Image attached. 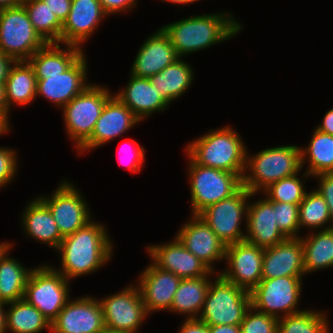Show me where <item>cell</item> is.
<instances>
[{"label":"cell","instance_id":"f1b7e54d","mask_svg":"<svg viewBox=\"0 0 333 333\" xmlns=\"http://www.w3.org/2000/svg\"><path fill=\"white\" fill-rule=\"evenodd\" d=\"M7 118L13 105L26 106L36 98L37 80L28 61H15L5 82ZM13 104V105H12Z\"/></svg>","mask_w":333,"mask_h":333},{"label":"cell","instance_id":"11a10c76","mask_svg":"<svg viewBox=\"0 0 333 333\" xmlns=\"http://www.w3.org/2000/svg\"><path fill=\"white\" fill-rule=\"evenodd\" d=\"M161 1L181 5V4H191L200 0H161Z\"/></svg>","mask_w":333,"mask_h":333},{"label":"cell","instance_id":"c3c4849f","mask_svg":"<svg viewBox=\"0 0 333 333\" xmlns=\"http://www.w3.org/2000/svg\"><path fill=\"white\" fill-rule=\"evenodd\" d=\"M317 130L333 135V108L329 109L323 119L321 124L317 125Z\"/></svg>","mask_w":333,"mask_h":333},{"label":"cell","instance_id":"8fae6325","mask_svg":"<svg viewBox=\"0 0 333 333\" xmlns=\"http://www.w3.org/2000/svg\"><path fill=\"white\" fill-rule=\"evenodd\" d=\"M302 277L304 276L262 279L250 292L251 306L278 319L303 311L298 308L302 296Z\"/></svg>","mask_w":333,"mask_h":333},{"label":"cell","instance_id":"f6af8a7d","mask_svg":"<svg viewBox=\"0 0 333 333\" xmlns=\"http://www.w3.org/2000/svg\"><path fill=\"white\" fill-rule=\"evenodd\" d=\"M63 23L70 12L72 0H42Z\"/></svg>","mask_w":333,"mask_h":333},{"label":"cell","instance_id":"b9f144b4","mask_svg":"<svg viewBox=\"0 0 333 333\" xmlns=\"http://www.w3.org/2000/svg\"><path fill=\"white\" fill-rule=\"evenodd\" d=\"M16 150L0 146V189L10 184L18 171V157Z\"/></svg>","mask_w":333,"mask_h":333},{"label":"cell","instance_id":"7bdbcfd3","mask_svg":"<svg viewBox=\"0 0 333 333\" xmlns=\"http://www.w3.org/2000/svg\"><path fill=\"white\" fill-rule=\"evenodd\" d=\"M319 181L316 190L325 199L333 221V173H324L314 176Z\"/></svg>","mask_w":333,"mask_h":333},{"label":"cell","instance_id":"5bb4252c","mask_svg":"<svg viewBox=\"0 0 333 333\" xmlns=\"http://www.w3.org/2000/svg\"><path fill=\"white\" fill-rule=\"evenodd\" d=\"M264 248L246 240L229 245L225 251V270L218 273L239 288L251 292L262 280Z\"/></svg>","mask_w":333,"mask_h":333},{"label":"cell","instance_id":"6da1fadb","mask_svg":"<svg viewBox=\"0 0 333 333\" xmlns=\"http://www.w3.org/2000/svg\"><path fill=\"white\" fill-rule=\"evenodd\" d=\"M105 224L91 220L75 233L62 239L55 250L60 255L61 267L54 269L71 281L104 267L113 256V241Z\"/></svg>","mask_w":333,"mask_h":333},{"label":"cell","instance_id":"8992f818","mask_svg":"<svg viewBox=\"0 0 333 333\" xmlns=\"http://www.w3.org/2000/svg\"><path fill=\"white\" fill-rule=\"evenodd\" d=\"M113 92L107 86L90 84L63 108L66 134L78 150L92 135L95 124Z\"/></svg>","mask_w":333,"mask_h":333},{"label":"cell","instance_id":"603a6c76","mask_svg":"<svg viewBox=\"0 0 333 333\" xmlns=\"http://www.w3.org/2000/svg\"><path fill=\"white\" fill-rule=\"evenodd\" d=\"M304 275V250L300 238H287L264 248L262 279Z\"/></svg>","mask_w":333,"mask_h":333},{"label":"cell","instance_id":"4fadbf2b","mask_svg":"<svg viewBox=\"0 0 333 333\" xmlns=\"http://www.w3.org/2000/svg\"><path fill=\"white\" fill-rule=\"evenodd\" d=\"M105 328L122 333H138L149 315L137 284L99 299Z\"/></svg>","mask_w":333,"mask_h":333},{"label":"cell","instance_id":"9c48e42d","mask_svg":"<svg viewBox=\"0 0 333 333\" xmlns=\"http://www.w3.org/2000/svg\"><path fill=\"white\" fill-rule=\"evenodd\" d=\"M254 195L256 193H251L242 186L231 197L207 206L198 214L225 247L245 239L246 231L241 229V223L244 218L245 225L247 224L249 198Z\"/></svg>","mask_w":333,"mask_h":333},{"label":"cell","instance_id":"816d5d0a","mask_svg":"<svg viewBox=\"0 0 333 333\" xmlns=\"http://www.w3.org/2000/svg\"><path fill=\"white\" fill-rule=\"evenodd\" d=\"M9 119L0 111V135L10 132Z\"/></svg>","mask_w":333,"mask_h":333},{"label":"cell","instance_id":"30bf717a","mask_svg":"<svg viewBox=\"0 0 333 333\" xmlns=\"http://www.w3.org/2000/svg\"><path fill=\"white\" fill-rule=\"evenodd\" d=\"M45 44L23 5L0 10V52L15 61H27Z\"/></svg>","mask_w":333,"mask_h":333},{"label":"cell","instance_id":"ee69618b","mask_svg":"<svg viewBox=\"0 0 333 333\" xmlns=\"http://www.w3.org/2000/svg\"><path fill=\"white\" fill-rule=\"evenodd\" d=\"M138 0H99L104 12L108 15H115L118 12H125L132 10L137 5Z\"/></svg>","mask_w":333,"mask_h":333},{"label":"cell","instance_id":"ac0fdd59","mask_svg":"<svg viewBox=\"0 0 333 333\" xmlns=\"http://www.w3.org/2000/svg\"><path fill=\"white\" fill-rule=\"evenodd\" d=\"M175 236L212 271H215L214 263L216 265V262L224 261L225 245L198 214H192L191 219L179 228Z\"/></svg>","mask_w":333,"mask_h":333},{"label":"cell","instance_id":"74e56055","mask_svg":"<svg viewBox=\"0 0 333 333\" xmlns=\"http://www.w3.org/2000/svg\"><path fill=\"white\" fill-rule=\"evenodd\" d=\"M299 172L283 178L277 182L270 184L266 189L262 192L264 193L263 196L266 197L269 201H276V202H286L291 204H299L303 201L304 196L307 191L304 187L306 179L311 177L306 172L303 173V178H299Z\"/></svg>","mask_w":333,"mask_h":333},{"label":"cell","instance_id":"f907efd6","mask_svg":"<svg viewBox=\"0 0 333 333\" xmlns=\"http://www.w3.org/2000/svg\"><path fill=\"white\" fill-rule=\"evenodd\" d=\"M25 0H0V10L22 6Z\"/></svg>","mask_w":333,"mask_h":333},{"label":"cell","instance_id":"d6986e66","mask_svg":"<svg viewBox=\"0 0 333 333\" xmlns=\"http://www.w3.org/2000/svg\"><path fill=\"white\" fill-rule=\"evenodd\" d=\"M146 249L151 262L181 279L206 276L212 271L205 263L189 252L176 236L170 242L148 245Z\"/></svg>","mask_w":333,"mask_h":333},{"label":"cell","instance_id":"7402d4cb","mask_svg":"<svg viewBox=\"0 0 333 333\" xmlns=\"http://www.w3.org/2000/svg\"><path fill=\"white\" fill-rule=\"evenodd\" d=\"M178 58L169 37L160 27L147 37L139 48L130 74L139 78H150Z\"/></svg>","mask_w":333,"mask_h":333},{"label":"cell","instance_id":"8d00e7d4","mask_svg":"<svg viewBox=\"0 0 333 333\" xmlns=\"http://www.w3.org/2000/svg\"><path fill=\"white\" fill-rule=\"evenodd\" d=\"M325 311L305 309L278 319V333H330Z\"/></svg>","mask_w":333,"mask_h":333},{"label":"cell","instance_id":"7dc6e473","mask_svg":"<svg viewBox=\"0 0 333 333\" xmlns=\"http://www.w3.org/2000/svg\"><path fill=\"white\" fill-rule=\"evenodd\" d=\"M15 63V60L0 52V84H5L8 77L11 66Z\"/></svg>","mask_w":333,"mask_h":333},{"label":"cell","instance_id":"681fc988","mask_svg":"<svg viewBox=\"0 0 333 333\" xmlns=\"http://www.w3.org/2000/svg\"><path fill=\"white\" fill-rule=\"evenodd\" d=\"M210 333H239L240 325H208Z\"/></svg>","mask_w":333,"mask_h":333},{"label":"cell","instance_id":"44dd1931","mask_svg":"<svg viewBox=\"0 0 333 333\" xmlns=\"http://www.w3.org/2000/svg\"><path fill=\"white\" fill-rule=\"evenodd\" d=\"M180 281V277L160 269L153 262L140 272L136 284L149 315L161 310L169 311Z\"/></svg>","mask_w":333,"mask_h":333},{"label":"cell","instance_id":"f35d334b","mask_svg":"<svg viewBox=\"0 0 333 333\" xmlns=\"http://www.w3.org/2000/svg\"><path fill=\"white\" fill-rule=\"evenodd\" d=\"M275 217L279 230L286 238H300L299 206L275 201Z\"/></svg>","mask_w":333,"mask_h":333},{"label":"cell","instance_id":"db71d44e","mask_svg":"<svg viewBox=\"0 0 333 333\" xmlns=\"http://www.w3.org/2000/svg\"><path fill=\"white\" fill-rule=\"evenodd\" d=\"M5 303L0 302V333H6L5 329Z\"/></svg>","mask_w":333,"mask_h":333},{"label":"cell","instance_id":"cb8c5ba5","mask_svg":"<svg viewBox=\"0 0 333 333\" xmlns=\"http://www.w3.org/2000/svg\"><path fill=\"white\" fill-rule=\"evenodd\" d=\"M245 231L244 240L262 248L275 246L287 239L277 227L275 201L264 197L249 202Z\"/></svg>","mask_w":333,"mask_h":333},{"label":"cell","instance_id":"ab89813d","mask_svg":"<svg viewBox=\"0 0 333 333\" xmlns=\"http://www.w3.org/2000/svg\"><path fill=\"white\" fill-rule=\"evenodd\" d=\"M240 330L244 333H278V318L251 306L244 315Z\"/></svg>","mask_w":333,"mask_h":333},{"label":"cell","instance_id":"7c38bea8","mask_svg":"<svg viewBox=\"0 0 333 333\" xmlns=\"http://www.w3.org/2000/svg\"><path fill=\"white\" fill-rule=\"evenodd\" d=\"M50 195L37 196L50 210L61 236L64 238L75 233L92 220L89 204L79 189L63 180Z\"/></svg>","mask_w":333,"mask_h":333},{"label":"cell","instance_id":"1f68e13d","mask_svg":"<svg viewBox=\"0 0 333 333\" xmlns=\"http://www.w3.org/2000/svg\"><path fill=\"white\" fill-rule=\"evenodd\" d=\"M9 306L5 310V329L9 333H41L50 330L51 323L33 305L24 298L14 302L6 303Z\"/></svg>","mask_w":333,"mask_h":333},{"label":"cell","instance_id":"60d3db41","mask_svg":"<svg viewBox=\"0 0 333 333\" xmlns=\"http://www.w3.org/2000/svg\"><path fill=\"white\" fill-rule=\"evenodd\" d=\"M145 154V148L131 139L123 143L118 155L122 166H126L131 173H139L144 166ZM122 156L124 157L122 158Z\"/></svg>","mask_w":333,"mask_h":333},{"label":"cell","instance_id":"f546056e","mask_svg":"<svg viewBox=\"0 0 333 333\" xmlns=\"http://www.w3.org/2000/svg\"><path fill=\"white\" fill-rule=\"evenodd\" d=\"M13 245L9 243L0 252V302L5 304L24 298L26 282L32 271V268H25L19 260L9 256Z\"/></svg>","mask_w":333,"mask_h":333},{"label":"cell","instance_id":"bcb514c9","mask_svg":"<svg viewBox=\"0 0 333 333\" xmlns=\"http://www.w3.org/2000/svg\"><path fill=\"white\" fill-rule=\"evenodd\" d=\"M178 333H210L209 326L199 319H185Z\"/></svg>","mask_w":333,"mask_h":333},{"label":"cell","instance_id":"d4e9b609","mask_svg":"<svg viewBox=\"0 0 333 333\" xmlns=\"http://www.w3.org/2000/svg\"><path fill=\"white\" fill-rule=\"evenodd\" d=\"M125 104L141 121L153 115L163 112L170 106V102L164 95L152 85L149 78H139L130 74L126 86L117 93H113Z\"/></svg>","mask_w":333,"mask_h":333},{"label":"cell","instance_id":"2e32d148","mask_svg":"<svg viewBox=\"0 0 333 333\" xmlns=\"http://www.w3.org/2000/svg\"><path fill=\"white\" fill-rule=\"evenodd\" d=\"M104 328L101 304L92 295L69 299L51 323V333H98Z\"/></svg>","mask_w":333,"mask_h":333},{"label":"cell","instance_id":"4316f807","mask_svg":"<svg viewBox=\"0 0 333 333\" xmlns=\"http://www.w3.org/2000/svg\"><path fill=\"white\" fill-rule=\"evenodd\" d=\"M215 273L216 271H211L206 276L181 279L169 311L184 314L182 316H186L185 319H198L210 287V276Z\"/></svg>","mask_w":333,"mask_h":333},{"label":"cell","instance_id":"4dcf8cb0","mask_svg":"<svg viewBox=\"0 0 333 333\" xmlns=\"http://www.w3.org/2000/svg\"><path fill=\"white\" fill-rule=\"evenodd\" d=\"M193 67L181 58L150 77L152 85L172 103L185 94L194 83ZM193 82V83H192Z\"/></svg>","mask_w":333,"mask_h":333},{"label":"cell","instance_id":"6f0895ef","mask_svg":"<svg viewBox=\"0 0 333 333\" xmlns=\"http://www.w3.org/2000/svg\"><path fill=\"white\" fill-rule=\"evenodd\" d=\"M10 242L9 241H5V242H1L0 243V252L9 244Z\"/></svg>","mask_w":333,"mask_h":333},{"label":"cell","instance_id":"ba28073f","mask_svg":"<svg viewBox=\"0 0 333 333\" xmlns=\"http://www.w3.org/2000/svg\"><path fill=\"white\" fill-rule=\"evenodd\" d=\"M187 157L191 214H199L207 206L231 197L242 187V178L238 174L201 166Z\"/></svg>","mask_w":333,"mask_h":333},{"label":"cell","instance_id":"83f0119b","mask_svg":"<svg viewBox=\"0 0 333 333\" xmlns=\"http://www.w3.org/2000/svg\"><path fill=\"white\" fill-rule=\"evenodd\" d=\"M63 46L66 49L60 43H46L27 60L35 75L62 74L84 53L78 46Z\"/></svg>","mask_w":333,"mask_h":333},{"label":"cell","instance_id":"7a4b0ae2","mask_svg":"<svg viewBox=\"0 0 333 333\" xmlns=\"http://www.w3.org/2000/svg\"><path fill=\"white\" fill-rule=\"evenodd\" d=\"M229 12L190 16L162 26L179 58L199 52L226 40L243 29Z\"/></svg>","mask_w":333,"mask_h":333},{"label":"cell","instance_id":"52a82bcc","mask_svg":"<svg viewBox=\"0 0 333 333\" xmlns=\"http://www.w3.org/2000/svg\"><path fill=\"white\" fill-rule=\"evenodd\" d=\"M70 282L53 265L41 264L29 274L24 299L52 323L71 298Z\"/></svg>","mask_w":333,"mask_h":333},{"label":"cell","instance_id":"d590c367","mask_svg":"<svg viewBox=\"0 0 333 333\" xmlns=\"http://www.w3.org/2000/svg\"><path fill=\"white\" fill-rule=\"evenodd\" d=\"M299 226L300 230L302 227H306L311 229L310 231L313 229L318 231L333 228L328 205L315 188L306 192L303 201L299 204Z\"/></svg>","mask_w":333,"mask_h":333},{"label":"cell","instance_id":"5b68a950","mask_svg":"<svg viewBox=\"0 0 333 333\" xmlns=\"http://www.w3.org/2000/svg\"><path fill=\"white\" fill-rule=\"evenodd\" d=\"M198 319L207 325H240L251 307V295L216 273ZM214 281V282H213Z\"/></svg>","mask_w":333,"mask_h":333},{"label":"cell","instance_id":"e0dca14e","mask_svg":"<svg viewBox=\"0 0 333 333\" xmlns=\"http://www.w3.org/2000/svg\"><path fill=\"white\" fill-rule=\"evenodd\" d=\"M141 120L114 94L104 105L91 137L77 150L80 157L125 134Z\"/></svg>","mask_w":333,"mask_h":333},{"label":"cell","instance_id":"836d02e7","mask_svg":"<svg viewBox=\"0 0 333 333\" xmlns=\"http://www.w3.org/2000/svg\"><path fill=\"white\" fill-rule=\"evenodd\" d=\"M316 232L300 236L304 250L305 275L333 267V228Z\"/></svg>","mask_w":333,"mask_h":333},{"label":"cell","instance_id":"9f6ffc18","mask_svg":"<svg viewBox=\"0 0 333 333\" xmlns=\"http://www.w3.org/2000/svg\"><path fill=\"white\" fill-rule=\"evenodd\" d=\"M98 333H122V332H116V331H113V330H110V329L104 328L103 330H101V331L98 332Z\"/></svg>","mask_w":333,"mask_h":333},{"label":"cell","instance_id":"d6a6232c","mask_svg":"<svg viewBox=\"0 0 333 333\" xmlns=\"http://www.w3.org/2000/svg\"><path fill=\"white\" fill-rule=\"evenodd\" d=\"M301 167L308 163L305 171L312 177L333 173V135L313 130L310 143L300 147Z\"/></svg>","mask_w":333,"mask_h":333},{"label":"cell","instance_id":"ffe728a7","mask_svg":"<svg viewBox=\"0 0 333 333\" xmlns=\"http://www.w3.org/2000/svg\"><path fill=\"white\" fill-rule=\"evenodd\" d=\"M108 16L99 0H72L67 19L63 22L60 43L83 48Z\"/></svg>","mask_w":333,"mask_h":333},{"label":"cell","instance_id":"3957f363","mask_svg":"<svg viewBox=\"0 0 333 333\" xmlns=\"http://www.w3.org/2000/svg\"><path fill=\"white\" fill-rule=\"evenodd\" d=\"M242 137L229 126L206 132L185 147L196 164L238 174L243 178L246 167V151Z\"/></svg>","mask_w":333,"mask_h":333},{"label":"cell","instance_id":"484cf974","mask_svg":"<svg viewBox=\"0 0 333 333\" xmlns=\"http://www.w3.org/2000/svg\"><path fill=\"white\" fill-rule=\"evenodd\" d=\"M22 228L30 238L56 250L63 237L49 208L36 196L28 202L21 216Z\"/></svg>","mask_w":333,"mask_h":333},{"label":"cell","instance_id":"f5cc1de1","mask_svg":"<svg viewBox=\"0 0 333 333\" xmlns=\"http://www.w3.org/2000/svg\"><path fill=\"white\" fill-rule=\"evenodd\" d=\"M0 111L7 117V104L4 84H0Z\"/></svg>","mask_w":333,"mask_h":333},{"label":"cell","instance_id":"9a60e30c","mask_svg":"<svg viewBox=\"0 0 333 333\" xmlns=\"http://www.w3.org/2000/svg\"><path fill=\"white\" fill-rule=\"evenodd\" d=\"M87 60L85 53H83L62 74L35 75L37 80L36 97L41 95L62 109L91 84L86 82Z\"/></svg>","mask_w":333,"mask_h":333},{"label":"cell","instance_id":"277c9868","mask_svg":"<svg viewBox=\"0 0 333 333\" xmlns=\"http://www.w3.org/2000/svg\"><path fill=\"white\" fill-rule=\"evenodd\" d=\"M300 171H302L300 147L297 145L266 148L253 156L246 151L242 186L257 194L270 184Z\"/></svg>","mask_w":333,"mask_h":333},{"label":"cell","instance_id":"e575fe53","mask_svg":"<svg viewBox=\"0 0 333 333\" xmlns=\"http://www.w3.org/2000/svg\"><path fill=\"white\" fill-rule=\"evenodd\" d=\"M35 31L46 43H60L63 23L42 0L23 3Z\"/></svg>","mask_w":333,"mask_h":333}]
</instances>
